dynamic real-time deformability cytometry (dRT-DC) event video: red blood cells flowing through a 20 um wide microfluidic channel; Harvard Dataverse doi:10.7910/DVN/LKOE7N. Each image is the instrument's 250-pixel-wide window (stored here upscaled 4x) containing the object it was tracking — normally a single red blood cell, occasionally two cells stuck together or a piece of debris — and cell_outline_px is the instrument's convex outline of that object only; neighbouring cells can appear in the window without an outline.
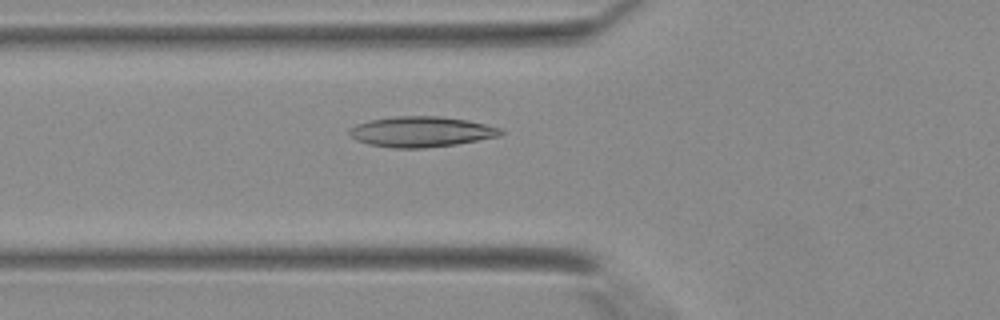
{"species": "Egyptian fruit bat (a non-hibernating species)", "species_latin": "Rousettus aegyptiacus", "temperature_condition": "warm", "stored_images_in_passage": 31, "camera_frame_rate_fps": 3000, "um_per_image_px": 0.085, "animal": {"sex": "female"}, "frame": {"image": 1, "passage_image": 5, "time_ms": 1.333, "image_size_px": [1000, 320], "cell_outline_px": [[504, 132], [500, 136], [456, 144], [424, 148], [392, 148], [368, 144], [356, 140], [348, 132], [348, 128], [356, 124], [368, 120], [396, 116], [440, 116], [468, 120], [500, 128]], "centroid_in_image_um": [35.77, 11.19], "position_along_channel_um": 90.0, "area_um2": 26.93}}
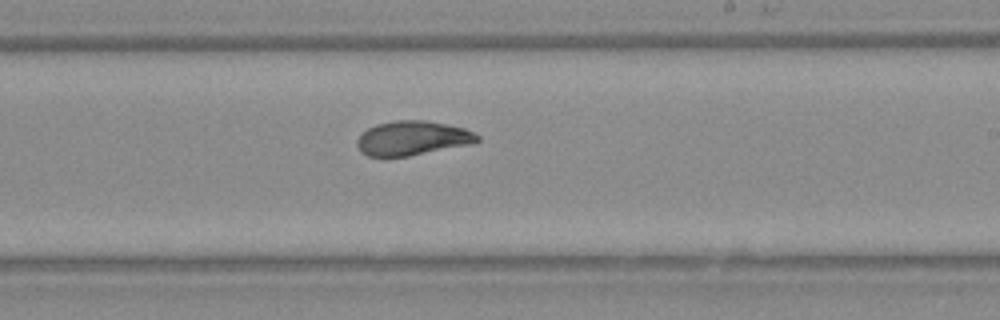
{"frame": {"image": 2, "passage_image": 15, "time_ms": 4.667, "image_size_px": [1000, 320], "cell_outline_px": [[480, 140], [472, 144], [408, 156], [368, 156], [360, 152], [356, 144], [356, 140], [368, 128], [376, 124], [396, 120], [424, 120], [448, 124], [464, 128], [480, 136]], "centroid_in_image_um": [35.06, 11.74], "position_along_channel_um": 253.9, "area_um2": 24.04}}
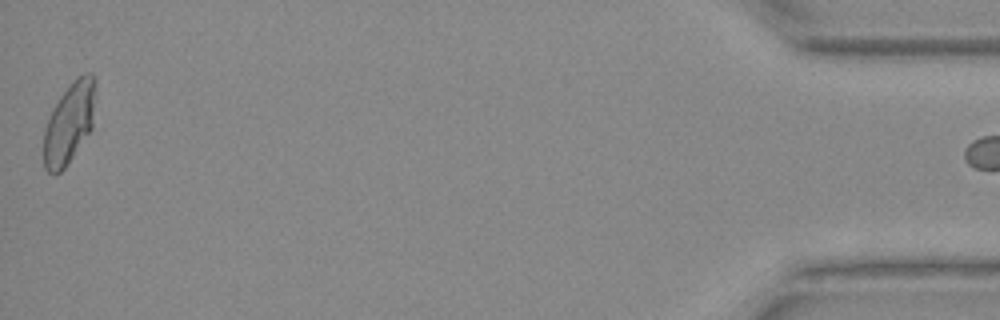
{"frame": {"image": 3, "passage_image": 31, "time_ms": 10.0, "image_size_px": [1000, 320], "cell_outline_px": [[92, 128], [68, 164], [60, 172], [48, 172], [44, 168], [44, 128], [60, 96], [72, 80], [76, 76], [84, 72], [92, 72]], "centroid_in_image_um": [5.84, 10.49], "position_along_channel_um": 429.4, "area_um2": 23.58}}